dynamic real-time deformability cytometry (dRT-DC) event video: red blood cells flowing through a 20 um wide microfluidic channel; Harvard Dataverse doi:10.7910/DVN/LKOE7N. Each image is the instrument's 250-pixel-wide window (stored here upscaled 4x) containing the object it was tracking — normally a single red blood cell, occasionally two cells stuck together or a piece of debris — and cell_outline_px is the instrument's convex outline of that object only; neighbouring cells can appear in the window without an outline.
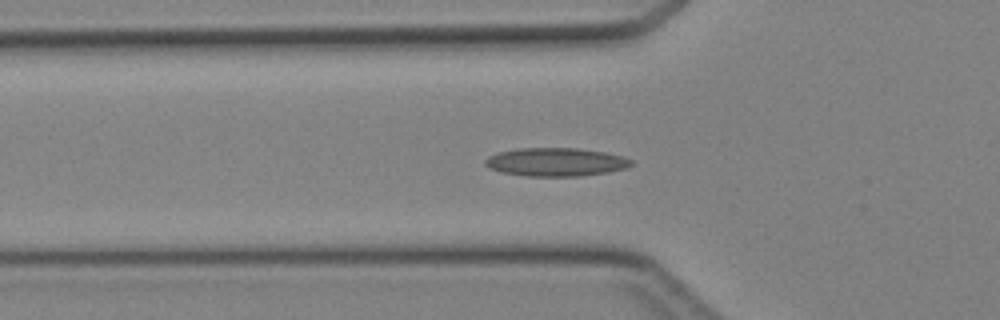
{"species": "Egyptian fruit bat (a non-hibernating species)", "species_latin": "Rousettus aegyptiacus", "temperature_condition": "cold", "stored_images_in_passage": 35, "camera_frame_rate_fps": 3000, "um_per_image_px": 0.085, "animal": {"sex": "female"}, "frame": {"image": 1, "passage_image": 12, "time_ms": 3.667, "image_size_px": [1000, 320], "cell_outline_px": [[632, 164], [624, 168], [608, 172], [580, 176], [528, 176], [500, 172], [488, 168], [484, 164], [484, 160], [488, 156], [500, 152], [520, 148], [576, 148], [604, 152], [624, 156], [632, 160]], "centroid_in_image_um": [47.22, 13.77], "position_along_channel_um": 78.6, "area_um2": 24.1}}
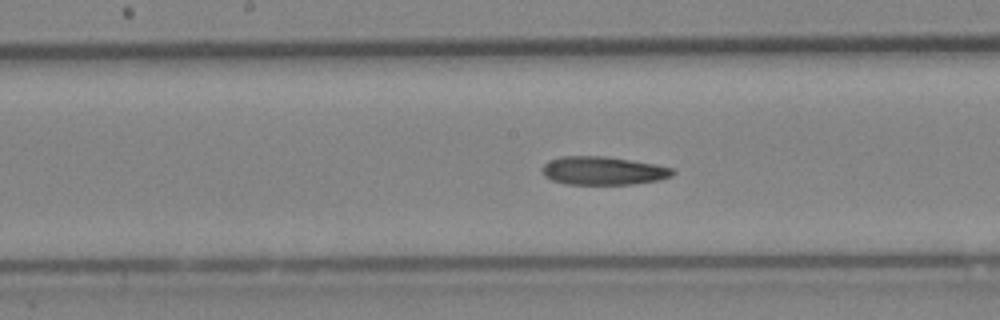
{"frame": {"image": 2, "passage_image": 20, "time_ms": 6.333, "image_size_px": [1000, 320], "cell_outline_px": [[676, 172], [672, 176], [660, 180], [632, 184], [568, 184], [552, 180], [544, 176], [540, 168], [548, 160], [560, 156], [604, 156], [656, 164], [672, 168]], "centroid_in_image_um": [51.25, 14.51], "position_along_channel_um": 197.0, "area_um2": 21.68}}
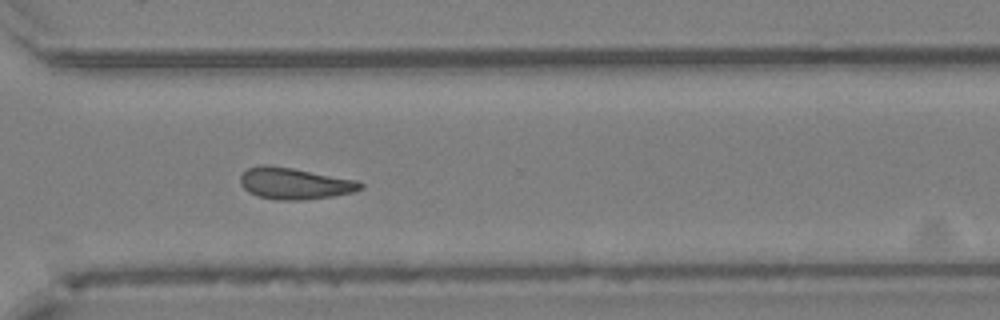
{"frame": {"image": 3, "passage_image": 30, "time_ms": 9.667, "image_size_px": [1000, 320], "cell_outline_px": [[364, 188], [352, 192], [332, 196], [300, 200], [276, 200], [260, 196], [248, 192], [240, 184], [240, 176], [248, 168], [260, 164], [268, 164], [292, 168], [356, 180], [364, 184]], "centroid_in_image_um": [25.02, 15.59], "position_along_channel_um": 345.6, "area_um2": 21.96}}